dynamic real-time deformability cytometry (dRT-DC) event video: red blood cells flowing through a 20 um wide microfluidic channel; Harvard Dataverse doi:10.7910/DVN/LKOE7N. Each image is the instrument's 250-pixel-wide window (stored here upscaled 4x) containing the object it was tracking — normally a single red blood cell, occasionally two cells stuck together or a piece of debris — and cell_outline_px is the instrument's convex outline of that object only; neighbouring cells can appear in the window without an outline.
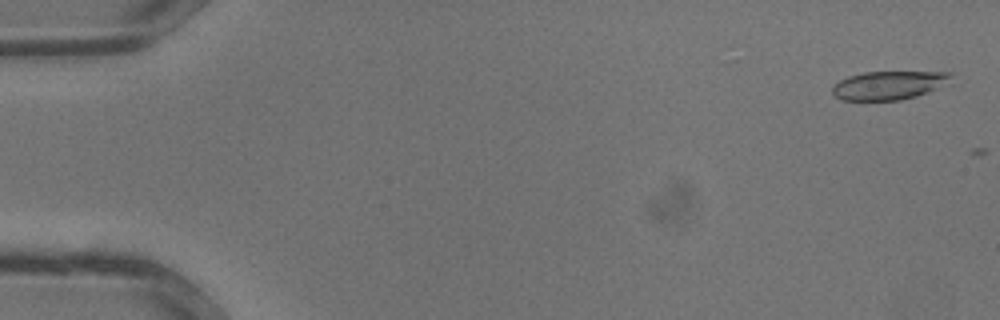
{"species": "common noctule bat (a hibernating species)", "species_latin": "Nyctalus noctula", "temperature_condition": "warm", "stored_images_in_passage": 3, "camera_frame_rate_fps": 3000, "um_per_image_px": 0.085, "animal": {"sex": "male", "body_mass_g": 13.3}, "frame": {"image": 1, "passage_image": 1, "time_ms": 0.0, "image_size_px": [1000, 320], "cell_outline_px": [[952, 76], [936, 88], [928, 92], [916, 96], [900, 100], [840, 100], [832, 92], [832, 84], [848, 76], [864, 72], [952, 72]], "centroid_in_image_um": [75.46, 7.25], "position_along_channel_um": 9.5, "area_um2": 19.48}}